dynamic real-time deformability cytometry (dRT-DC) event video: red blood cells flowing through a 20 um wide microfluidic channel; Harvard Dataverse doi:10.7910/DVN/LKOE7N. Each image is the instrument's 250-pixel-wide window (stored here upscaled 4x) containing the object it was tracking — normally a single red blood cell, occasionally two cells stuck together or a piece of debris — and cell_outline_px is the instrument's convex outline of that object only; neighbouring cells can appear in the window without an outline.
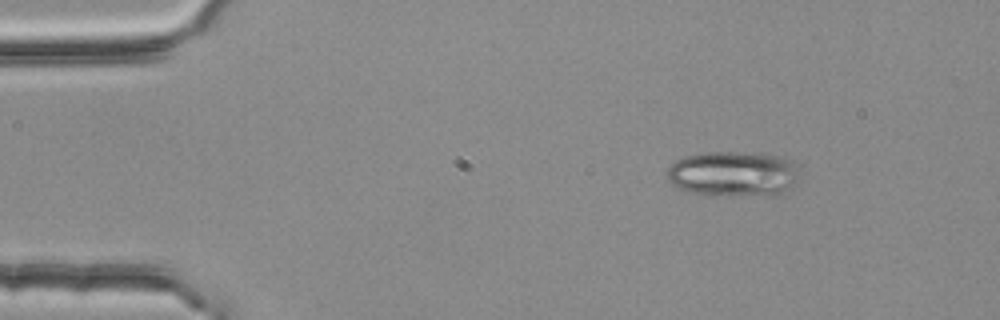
{"species": "common noctule bat (a hibernating species)", "species_latin": "Nyctalus noctula", "temperature_condition": "room temperature", "stored_images_in_passage": 3, "camera_frame_rate_fps": 3000, "um_per_image_px": 0.085, "animal": {"sex": "female", "body_mass_g": 25.1}, "frame": {"image": 1, "passage_image": 1, "time_ms": 0.0, "image_size_px": [1000, 320], "cell_outline_px": [[800, 164], [792, 184], [784, 196], [712, 196], [692, 192], [680, 188], [672, 184], [668, 180], [668, 168], [676, 160], [684, 156], [708, 152], [760, 152], [784, 156]], "centroid_in_image_um": [62.4, 14.78], "position_along_channel_um": 22.6, "area_um2": 35.89}}